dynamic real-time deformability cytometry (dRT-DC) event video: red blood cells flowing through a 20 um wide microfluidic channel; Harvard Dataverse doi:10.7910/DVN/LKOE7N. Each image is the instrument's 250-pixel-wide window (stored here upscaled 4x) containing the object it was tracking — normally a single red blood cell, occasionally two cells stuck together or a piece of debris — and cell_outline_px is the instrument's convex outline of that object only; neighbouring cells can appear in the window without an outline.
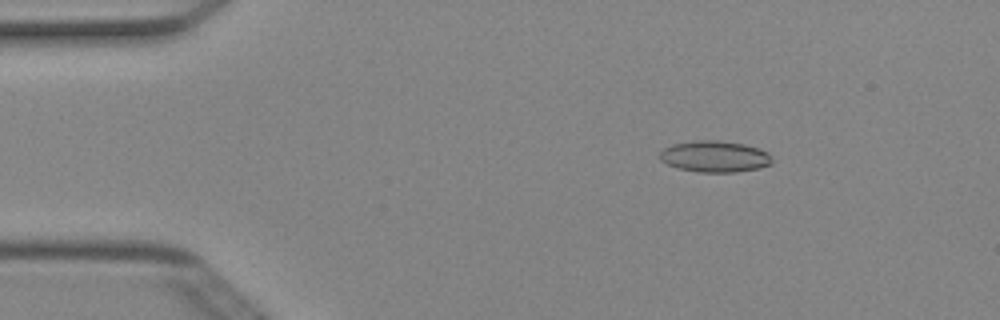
{"species": "Egyptian fruit bat (a non-hibernating species)", "species_latin": "Rousettus aegyptiacus", "temperature_condition": "cold", "stored_images_in_passage": 50, "camera_frame_rate_fps": 3000, "um_per_image_px": 0.085, "animal": {"sex": "female"}, "frame": {"image": 1, "passage_image": 8, "time_ms": 2.333, "image_size_px": [1000, 320], "cell_outline_px": [[772, 164], [760, 168], [736, 172], [700, 172], [676, 168], [660, 160], [660, 152], [664, 148], [672, 144], [696, 140], [720, 140], [744, 144], [760, 148], [768, 152], [772, 156]], "centroid_in_image_um": [60.78, 13.3], "position_along_channel_um": 24.2, "area_um2": 20.75}}
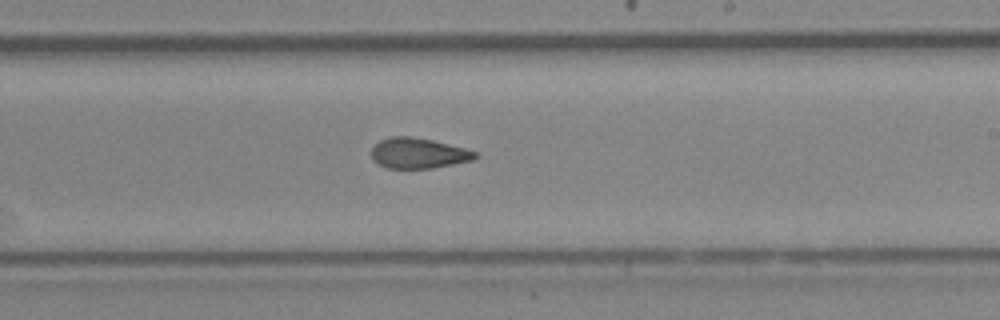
{"frame": {"image": 2, "passage_image": 30, "time_ms": 9.667, "image_size_px": [1000, 320], "cell_outline_px": [[480, 156], [472, 160], [432, 168], [388, 168], [376, 164], [372, 160], [372, 148], [380, 140], [392, 136], [412, 136], [432, 140], [464, 148], [476, 152]], "centroid_in_image_um": [35.54, 13.02], "position_along_channel_um": 253.5, "area_um2": 18.38}}
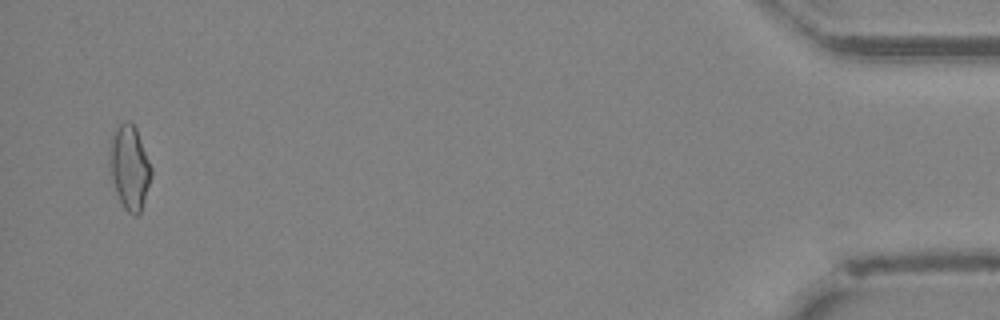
{"frame": {"image": 3, "passage_image": 49, "time_ms": 16.0, "image_size_px": [1000, 320], "cell_outline_px": [[152, 176], [140, 212], [136, 216], [128, 212], [124, 208], [120, 200], [108, 168], [108, 152], [112, 132], [124, 120], [128, 120], [136, 128], [152, 168]], "centroid_in_image_um": [10.99, 14.19], "position_along_channel_um": 424.2, "area_um2": 20.52}, "authors_computed_cell_mechanics": {"area_um2": 19.1896, "velocity_mm_per_s": 4.038, "shape_relaxation_time_tau1_ms": null, "shape_relaxation_time_tau2_ms": 3.4123, "deformation_change_tau1": null, "deformation_change_tau2": 0.0954}}